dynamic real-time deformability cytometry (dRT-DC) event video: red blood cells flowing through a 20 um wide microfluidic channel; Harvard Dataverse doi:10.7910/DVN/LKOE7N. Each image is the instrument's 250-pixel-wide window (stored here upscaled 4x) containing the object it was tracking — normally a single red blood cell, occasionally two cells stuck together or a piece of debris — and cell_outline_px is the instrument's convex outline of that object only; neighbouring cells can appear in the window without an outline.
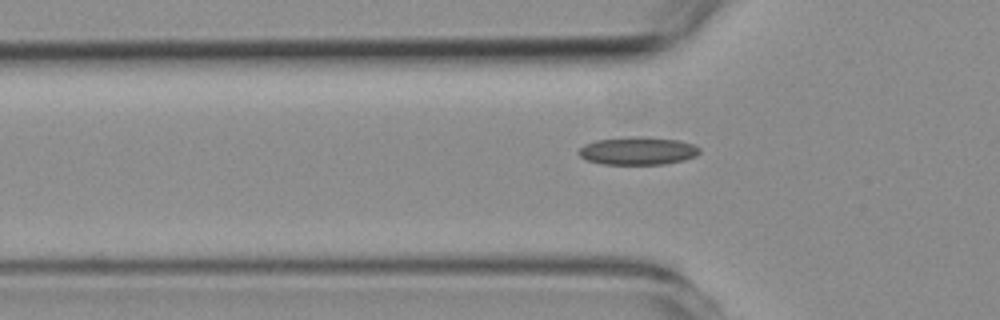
{"species": "common noctule bat (a hibernating species)", "species_latin": "Nyctalus noctula", "temperature_condition": "room temperature", "stored_images_in_passage": 33, "camera_frame_rate_fps": 3000, "um_per_image_px": 0.085, "animal": {"sex": "female", "body_mass_g": 19.3, "forearm_length_mm": 54.1}, "frame": {"image": 1, "passage_image": 2, "time_ms": 0.333, "image_size_px": [1000, 320], "cell_outline_px": [[700, 152], [696, 156], [684, 160], [664, 164], [600, 164], [588, 160], [580, 156], [576, 152], [584, 144], [596, 140], [628, 136], [640, 136], [680, 140], [692, 144], [700, 148]], "centroid_in_image_um": [54.2, 12.81], "position_along_channel_um": 71.6, "area_um2": 19.83}}
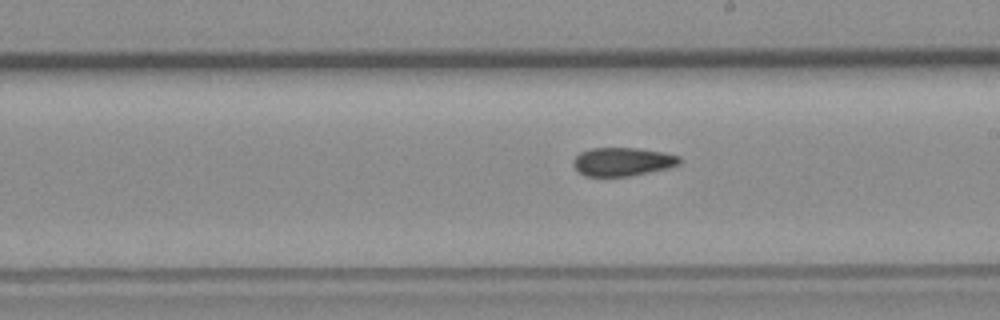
{"frame": {"image": 2, "passage_image": 15, "time_ms": 4.667, "image_size_px": [1000, 320], "cell_outline_px": [[680, 164], [668, 168], [632, 176], [584, 176], [572, 164], [572, 160], [580, 152], [592, 148], [636, 148], [664, 152], [680, 156]], "centroid_in_image_um": [52.92, 13.74], "position_along_channel_um": 236.1, "area_um2": 17.69}}
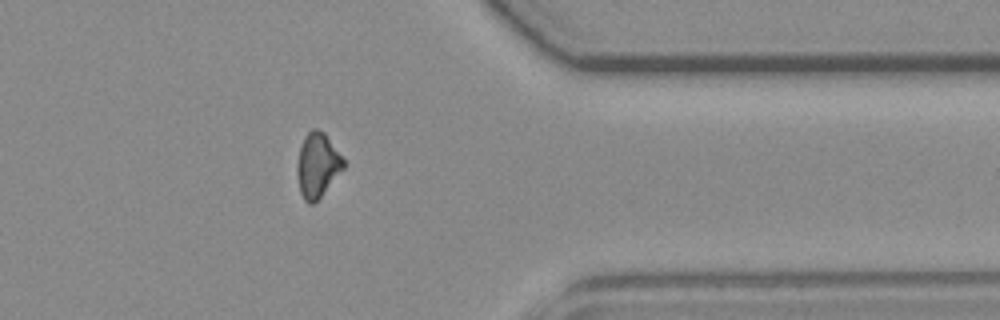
{"frame": {"image": 3, "passage_image": 28, "time_ms": 9.0, "image_size_px": [1000, 320], "cell_outline_px": [[344, 168], [320, 196], [312, 204], [308, 204], [304, 200], [300, 192], [296, 168], [300, 148], [304, 136], [312, 128], [316, 128], [324, 132], [344, 160]], "centroid_in_image_um": [26.96, 14.02], "position_along_channel_um": 384.4, "area_um2": 17.11}, "authors_computed_cell_mechanics": {"area_um2": 18.0336, "velocity_mm_per_s": 3.7849, "shape_relaxation_time_tau1_ms": null, "shape_relaxation_time_tau2_ms": 4.3606, "deformation_change_tau1": null, "deformation_change_tau2": 0.1128}}